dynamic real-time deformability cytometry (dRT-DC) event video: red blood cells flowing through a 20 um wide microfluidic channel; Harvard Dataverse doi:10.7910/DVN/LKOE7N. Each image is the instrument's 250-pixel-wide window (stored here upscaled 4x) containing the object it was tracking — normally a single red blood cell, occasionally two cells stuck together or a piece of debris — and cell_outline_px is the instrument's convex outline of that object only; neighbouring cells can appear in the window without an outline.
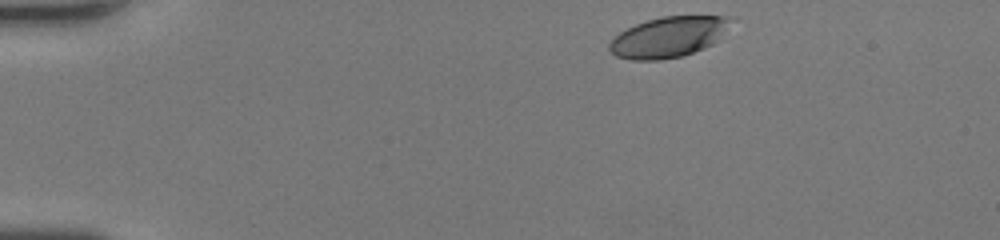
{"species": "human", "species_latin": "Homo sapiens", "temperature_condition": "room temperature", "stored_images_in_passage": 38, "camera_frame_rate_fps": 3000, "um_per_image_px": 0.085, "donor": {"sex": "female"}, "frame": {"image": 1, "passage_image": 1, "time_ms": 0.0, "image_size_px": [1000, 240], "cell_outline_px": [[728, 20], [720, 40], [704, 48], [680, 56], [660, 60], [632, 60], [616, 56], [608, 48], [608, 44], [620, 32], [636, 24], [648, 20], [664, 16], [728, 16]], "centroid_in_image_um": [56.77, 3.16], "position_along_channel_um": 28.2, "area_um2": 28.15}}
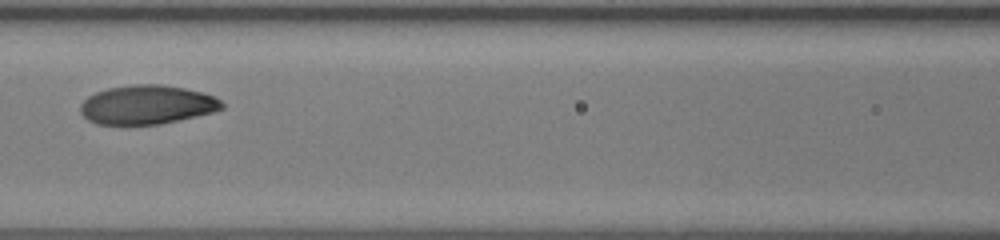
{"frame": {"image": 2, "passage_image": 16, "time_ms": 5.0, "image_size_px": [1000, 240], "cell_outline_px": [[224, 108], [212, 112], [196, 116], [160, 124], [96, 124], [88, 120], [80, 112], [80, 104], [88, 96], [96, 92], [108, 88], [136, 84], [160, 84], [184, 88], [200, 92], [212, 96], [220, 100], [224, 104]], "centroid_in_image_um": [12.47, 8.9], "position_along_channel_um": 154.1, "area_um2": 31.96}}
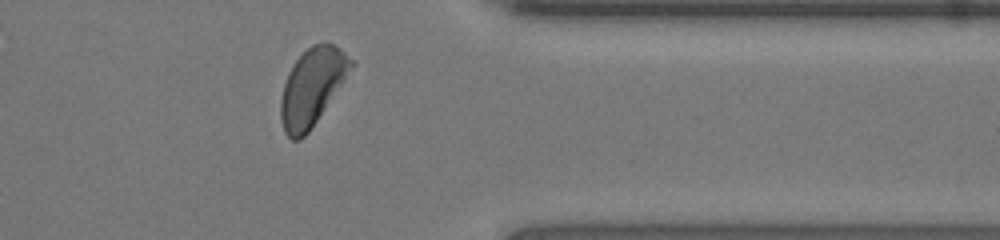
{"frame": {"image": 3, "passage_image": 33, "time_ms": 10.667, "image_size_px": [1000, 240], "cell_outline_px": [[356, 64], [308, 132], [300, 140], [292, 140], [284, 132], [280, 120], [280, 100], [284, 84], [288, 72], [296, 60], [312, 44], [332, 44], [340, 48], [356, 60]], "centroid_in_image_um": [26.54, 7.39], "position_along_channel_um": 384.9, "area_um2": 31.44}, "authors_computed_cell_mechanics": {"area_um2": 32.0501, "velocity_mm_per_s": 4.204, "shape_relaxation_time_tau1_ms": 3.4652, "shape_relaxation_time_tau2_ms": 0.8425, "deformation_change_tau1": 0.1579, "deformation_change_tau2": 0.0551}}